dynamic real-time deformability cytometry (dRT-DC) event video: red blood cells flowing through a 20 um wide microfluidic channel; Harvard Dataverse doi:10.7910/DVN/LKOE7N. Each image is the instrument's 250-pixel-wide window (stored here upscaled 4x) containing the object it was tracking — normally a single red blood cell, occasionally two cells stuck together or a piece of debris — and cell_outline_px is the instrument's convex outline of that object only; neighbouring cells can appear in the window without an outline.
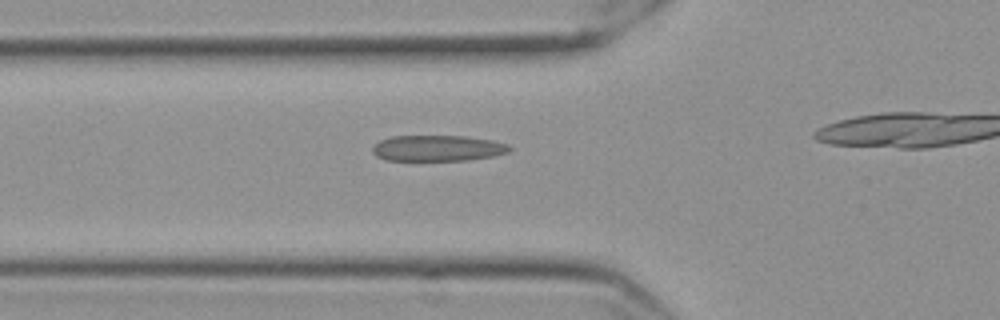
{"species": "Egyptian fruit bat (a non-hibernating species)", "species_latin": "Rousettus aegyptiacus", "temperature_condition": "cold", "stored_images_in_passage": 7, "camera_frame_rate_fps": 3000, "um_per_image_px": 0.085, "frame": {"image": 1, "passage_image": 2, "time_ms": 0.333, "image_size_px": [1000, 320], "cell_outline_px": [[512, 148], [508, 152], [492, 156], [468, 160], [388, 160], [376, 156], [372, 152], [372, 148], [380, 140], [392, 136], [464, 136], [492, 140], [508, 144]], "centroid_in_image_um": [37.2, 12.59], "position_along_channel_um": 88.6, "area_um2": 20.58}}
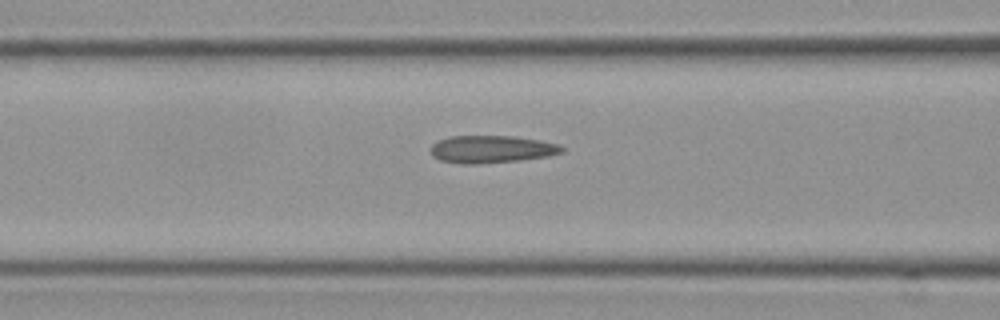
{"frame": {"image": 2, "passage_image": 5, "time_ms": 1.333, "image_size_px": [1000, 320], "cell_outline_px": [[564, 152], [548, 156], [516, 160], [476, 164], [464, 164], [440, 160], [432, 156], [432, 144], [436, 140], [448, 136], [516, 136], [540, 140], [560, 144], [564, 148]], "centroid_in_image_um": [41.78, 12.67], "position_along_channel_um": 124.8, "area_um2": 21.04}}